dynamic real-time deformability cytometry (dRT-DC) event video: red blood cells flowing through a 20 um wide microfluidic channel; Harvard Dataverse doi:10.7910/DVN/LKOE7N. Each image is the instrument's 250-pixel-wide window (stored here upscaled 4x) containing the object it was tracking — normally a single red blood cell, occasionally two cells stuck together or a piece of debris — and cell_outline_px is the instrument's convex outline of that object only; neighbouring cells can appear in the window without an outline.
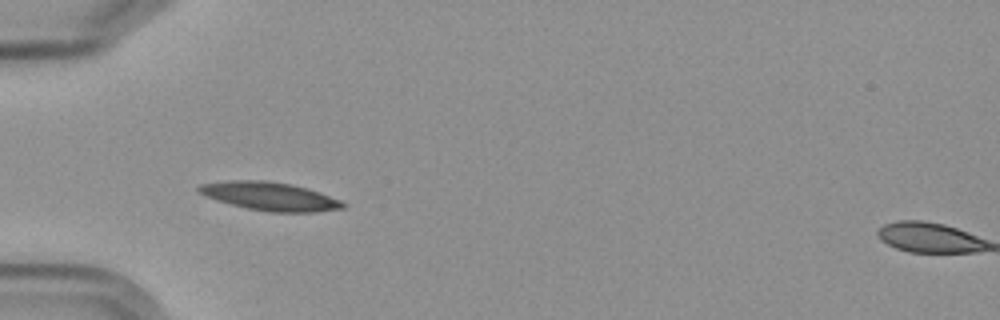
{"species": "Egyptian fruit bat (a non-hibernating species)", "species_latin": "Rousettus aegyptiacus", "temperature_condition": "cold", "stored_images_in_passage": 7, "camera_frame_rate_fps": 3000, "um_per_image_px": 0.085, "frame": {"image": 1, "passage_image": 5, "time_ms": 4.333, "image_size_px": [1000, 320], "cell_outline_px": [[348, 204], [344, 208], [316, 212], [268, 212], [248, 208], [216, 200], [200, 192], [196, 188], [200, 184], [228, 180], [264, 180], [292, 184], [308, 188], [320, 192], [340, 200]], "centroid_in_image_um": [22.98, 16.68], "position_along_channel_um": 62.0, "area_um2": 23.81}}
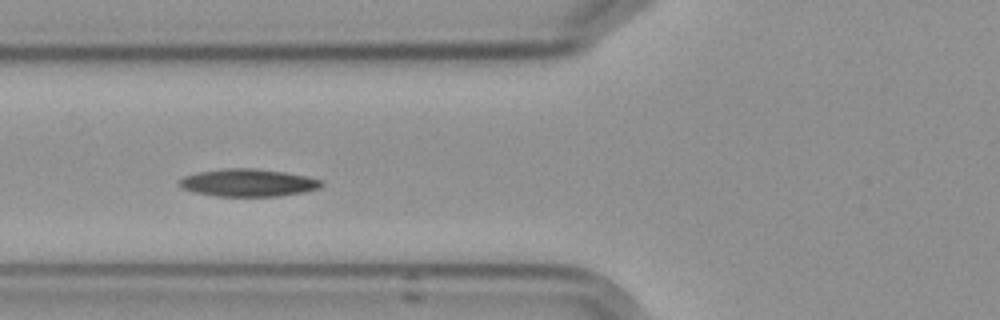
{"frame": {"image": 2, "passage_image": 6, "time_ms": 5.667, "image_size_px": [1000, 320], "cell_outline_px": [[324, 184], [320, 188], [304, 192], [276, 196], [216, 196], [192, 192], [180, 188], [176, 184], [184, 176], [200, 172], [224, 168], [256, 168], [284, 172], [308, 176], [324, 180]], "centroid_in_image_um": [21.09, 15.53], "position_along_channel_um": 104.7, "area_um2": 23.06}}